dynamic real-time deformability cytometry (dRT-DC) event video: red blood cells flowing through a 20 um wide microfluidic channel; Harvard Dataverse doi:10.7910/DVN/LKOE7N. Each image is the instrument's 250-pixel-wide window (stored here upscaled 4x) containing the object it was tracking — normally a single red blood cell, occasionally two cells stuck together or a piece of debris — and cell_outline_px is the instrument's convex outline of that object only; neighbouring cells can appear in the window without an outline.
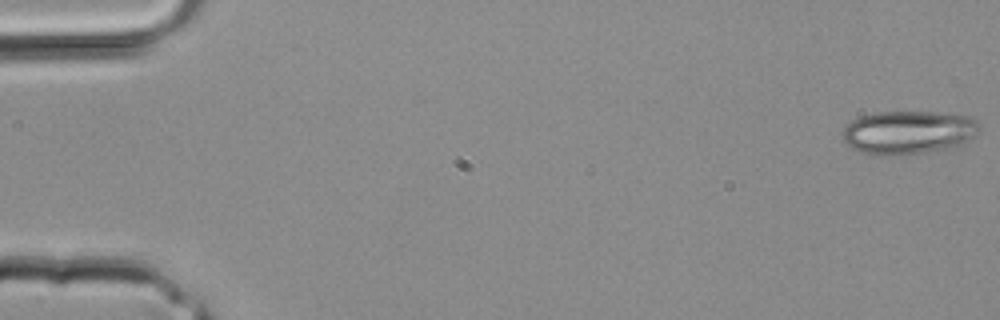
{"species": "common noctule bat (a hibernating species)", "species_latin": "Nyctalus noctula", "temperature_condition": "room temperature", "stored_images_in_passage": 4, "camera_frame_rate_fps": 3000, "um_per_image_px": 0.085, "animal": {"sex": "male", "body_mass_g": 20.4}, "frame": {"image": 1, "passage_image": 1, "time_ms": 0.0, "image_size_px": [1000, 320], "cell_outline_px": [[980, 128], [964, 144], [956, 148], [904, 156], [888, 156], [860, 152], [848, 148], [844, 140], [844, 128], [852, 120], [860, 116], [876, 112], [936, 112], [968, 116], [976, 120], [980, 124]], "centroid_in_image_um": [77.22, 11.28], "position_along_channel_um": 7.8, "area_um2": 35.2}}